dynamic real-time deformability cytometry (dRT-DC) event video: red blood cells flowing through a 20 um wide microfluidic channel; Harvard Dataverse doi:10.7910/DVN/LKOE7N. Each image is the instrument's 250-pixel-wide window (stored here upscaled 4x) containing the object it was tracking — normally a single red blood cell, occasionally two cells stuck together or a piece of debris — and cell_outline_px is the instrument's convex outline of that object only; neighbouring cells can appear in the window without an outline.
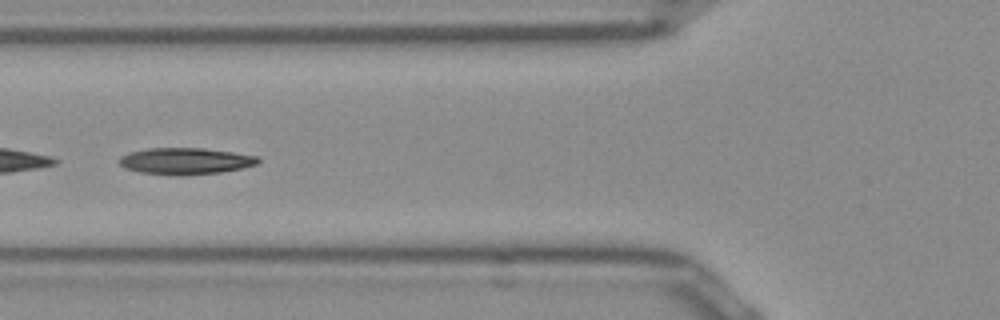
{"species": "Egyptian fruit bat (a non-hibernating species)", "species_latin": "Rousettus aegyptiacus", "temperature_condition": "room temperature", "stored_images_in_passage": 42, "camera_frame_rate_fps": 3000, "um_per_image_px": 0.085, "frame": {"image": 1, "passage_image": 10, "time_ms": 3.0, "image_size_px": [1000, 320], "cell_outline_px": [[260, 160], [256, 164], [244, 168], [220, 172], [184, 176], [176, 176], [140, 172], [124, 168], [120, 164], [120, 156], [132, 152], [148, 148], [204, 148], [232, 152], [256, 156]], "centroid_in_image_um": [15.76, 13.7], "position_along_channel_um": 110.0, "area_um2": 21.5}}
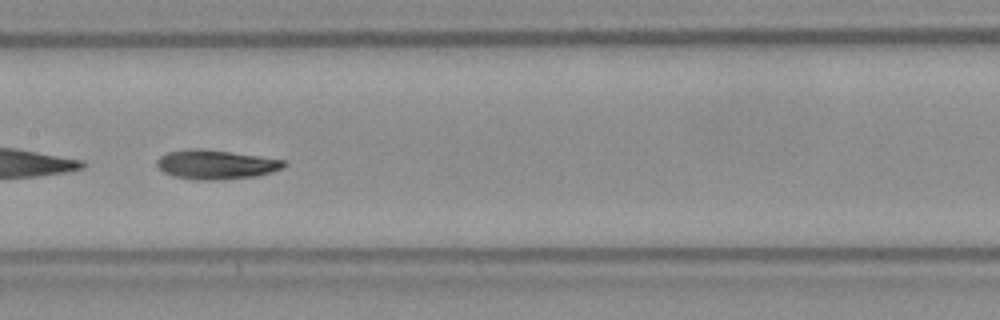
{"frame": {"image": 2, "passage_image": 16, "time_ms": 5.0, "image_size_px": [1000, 320], "cell_outline_px": [[288, 164], [284, 168], [272, 172], [256, 176], [212, 180], [196, 180], [176, 176], [164, 172], [156, 164], [156, 160], [160, 156], [168, 152], [188, 148], [200, 148], [260, 156], [284, 160]], "centroid_in_image_um": [18.37, 13.97], "position_along_channel_um": 189.0, "area_um2": 21.62}}
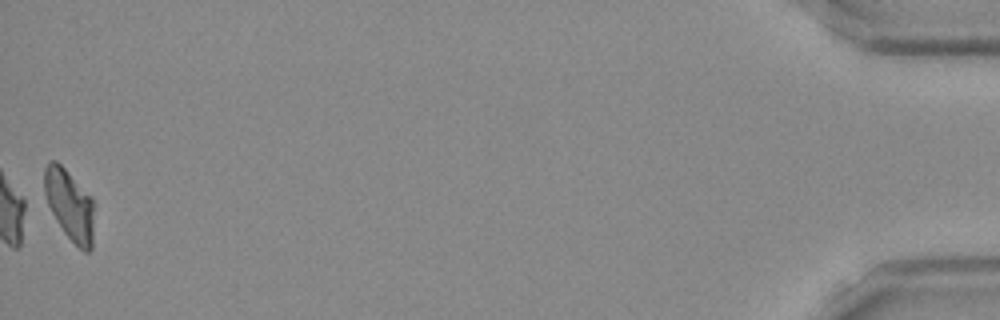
{"frame": {"image": 3, "passage_image": 42, "time_ms": 13.667, "image_size_px": [1000, 320], "cell_outline_px": [[92, 248], [88, 252], [84, 252], [64, 232], [56, 220], [48, 204], [44, 192], [44, 168], [52, 160], [56, 160], [92, 196]], "centroid_in_image_um": [5.9, 17.39], "position_along_channel_um": 429.3, "area_um2": 20.11}, "authors_computed_cell_mechanics": {"area_um2": 21.2126, "velocity_mm_per_s": 3.9378, "shape_relaxation_time_tau1_ms": 6.4658, "shape_relaxation_time_tau2_ms": 4.6655, "deformation_change_tau1": 0.2018, "deformation_change_tau2": 0.1156}}